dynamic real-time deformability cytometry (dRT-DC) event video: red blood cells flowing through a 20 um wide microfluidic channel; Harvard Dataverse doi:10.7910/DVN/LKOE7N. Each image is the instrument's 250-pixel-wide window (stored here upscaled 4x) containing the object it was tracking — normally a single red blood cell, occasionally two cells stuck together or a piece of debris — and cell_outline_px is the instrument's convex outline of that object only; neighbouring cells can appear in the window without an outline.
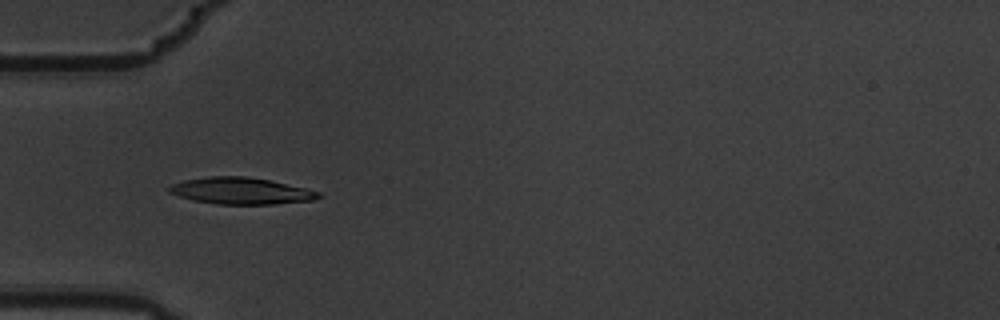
{"species": "common noctule bat (a hibernating species)", "species_latin": "Nyctalus noctula", "temperature_condition": "warm", "stored_images_in_passage": 7, "camera_frame_rate_fps": 3000, "um_per_image_px": 0.085, "animal": {"sex": "male", "body_mass_g": 19.5, "forearm_length_mm": 54.6}, "frame": {"image": 1, "passage_image": 6, "time_ms": 1.667, "image_size_px": [1000, 320], "cell_outline_px": [[324, 196], [312, 200], [272, 204], [216, 204], [192, 200], [168, 192], [168, 188], [172, 184], [184, 180], [212, 176], [244, 176], [268, 180], [308, 188], [320, 192]], "centroid_in_image_um": [20.5, 16.22], "position_along_channel_um": 64.5, "area_um2": 23.12}}
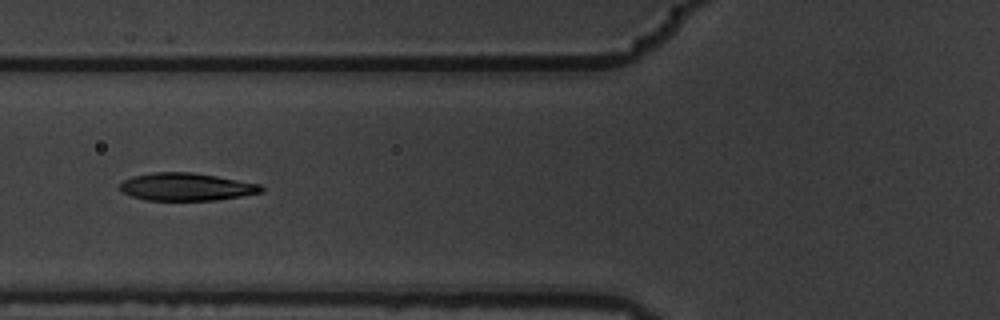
{"frame": {"image": 2, "passage_image": 7, "time_ms": 2.0, "image_size_px": [1000, 320], "cell_outline_px": [[264, 188], [260, 192], [240, 196], [216, 200], [148, 200], [132, 196], [124, 192], [120, 188], [120, 184], [124, 180], [132, 176], [152, 172], [192, 172], [216, 176], [260, 184]], "centroid_in_image_um": [15.82, 15.87], "position_along_channel_um": 110.0, "area_um2": 22.54}}